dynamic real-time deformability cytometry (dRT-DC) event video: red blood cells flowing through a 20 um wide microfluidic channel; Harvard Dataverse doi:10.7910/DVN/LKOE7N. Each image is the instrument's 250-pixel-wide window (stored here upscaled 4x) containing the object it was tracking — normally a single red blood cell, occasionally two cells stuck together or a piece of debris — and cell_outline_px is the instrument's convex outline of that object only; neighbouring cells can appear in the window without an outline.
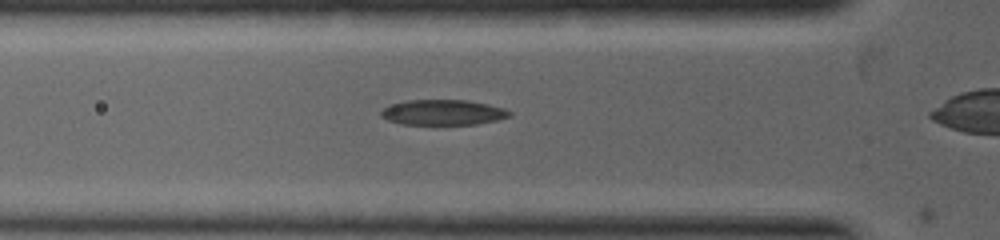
{"species": "common noctule bat (a hibernating species)", "species_latin": "Nyctalus noctula", "temperature_condition": "warm", "stored_images_in_passage": 8, "camera_frame_rate_fps": 5000, "um_per_image_px": 0.085, "animal": {"sex": "female", "body_mass_g": 19.0, "forearm_length_mm": 53.3}, "frame": {"image": 1, "passage_image": 7, "time_ms": 1.4, "image_size_px": [1000, 240], "cell_outline_px": [[512, 116], [496, 120], [476, 124], [404, 124], [388, 120], [380, 116], [380, 112], [388, 104], [408, 100], [468, 100], [488, 104], [504, 108], [512, 112]], "centroid_in_image_um": [37.65, 9.54], "position_along_channel_um": 88.1, "area_um2": 19.02}}